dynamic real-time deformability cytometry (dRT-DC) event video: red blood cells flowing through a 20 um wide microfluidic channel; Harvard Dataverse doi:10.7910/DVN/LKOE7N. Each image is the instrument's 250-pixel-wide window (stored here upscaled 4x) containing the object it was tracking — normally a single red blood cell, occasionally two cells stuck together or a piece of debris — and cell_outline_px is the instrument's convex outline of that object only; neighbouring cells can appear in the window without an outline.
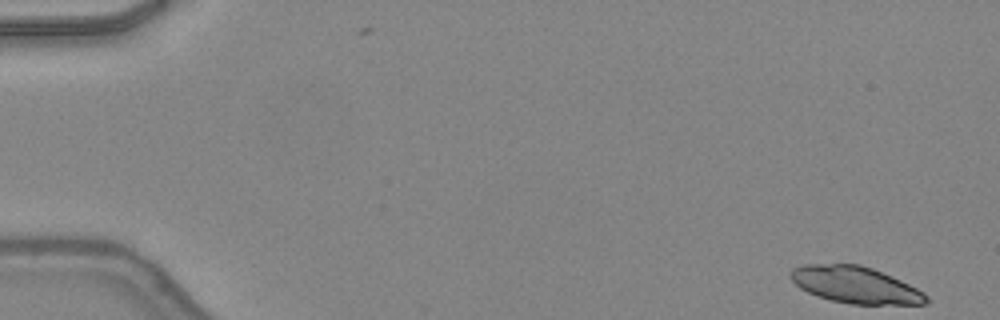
{"species": "common noctule bat (a hibernating species)", "species_latin": "Nyctalus noctula", "temperature_condition": "warm", "stored_images_in_passage": 47, "camera_frame_rate_fps": 3000, "um_per_image_px": 0.085, "animal": {"sex": "female", "body_mass_g": 24.6, "forearm_length_mm": 56.2}, "frame": {"image": 1, "passage_image": 1, "time_ms": 0.0, "image_size_px": [1000, 320], "cell_outline_px": [[932, 300], [928, 304], [852, 304], [832, 300], [816, 296], [800, 288], [788, 276], [788, 272], [792, 268], [804, 264], [860, 264], [872, 268], [900, 280], [924, 292]], "centroid_in_image_um": [72.7, 24.21], "position_along_channel_um": 12.3, "area_um2": 29.07}}